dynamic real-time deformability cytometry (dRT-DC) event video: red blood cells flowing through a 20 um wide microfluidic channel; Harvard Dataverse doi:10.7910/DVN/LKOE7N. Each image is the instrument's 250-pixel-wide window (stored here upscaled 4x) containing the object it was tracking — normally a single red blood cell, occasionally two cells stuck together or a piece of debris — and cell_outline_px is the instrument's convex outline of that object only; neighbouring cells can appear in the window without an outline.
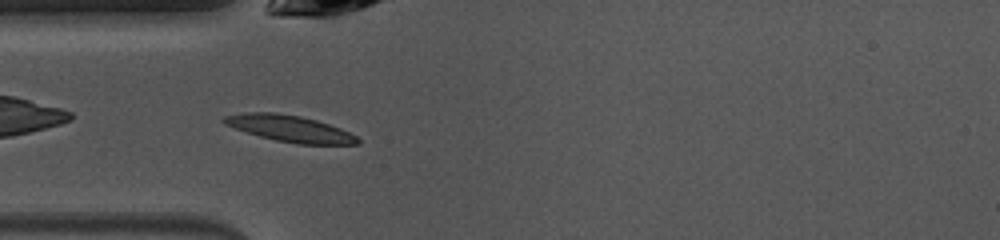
{"species": "common noctule bat (a hibernating species)", "species_latin": "Nyctalus noctula", "temperature_condition": "warm", "stored_images_in_passage": 37, "camera_frame_rate_fps": 3000, "um_per_image_px": 0.085, "animal": {"sex": "female", "body_mass_g": 10.0, "forearm_length_mm": 53.1}, "frame": {"image": 1, "passage_image": 2, "time_ms": 0.333, "image_size_px": [1000, 240], "cell_outline_px": [[360, 144], [300, 144], [276, 140], [260, 136], [224, 124], [220, 120], [224, 116], [244, 112], [276, 112], [300, 116], [316, 120], [340, 128], [356, 136], [360, 140]], "centroid_in_image_um": [24.62, 10.91], "position_along_channel_um": 60.4, "area_um2": 20.4}}
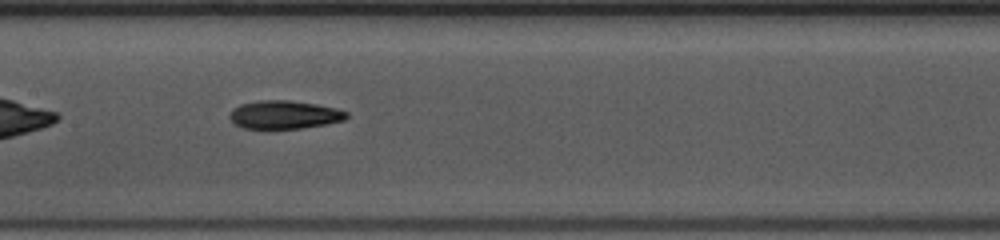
{"frame": {"image": 2, "passage_image": 11, "time_ms": 3.333, "image_size_px": [1000, 240], "cell_outline_px": [[348, 116], [344, 120], [324, 124], [300, 128], [268, 132], [244, 128], [236, 124], [228, 116], [232, 108], [240, 104], [260, 100], [288, 100], [316, 104], [336, 108], [348, 112]], "centroid_in_image_um": [24.1, 9.79], "position_along_channel_um": 183.3, "area_um2": 19.88}}
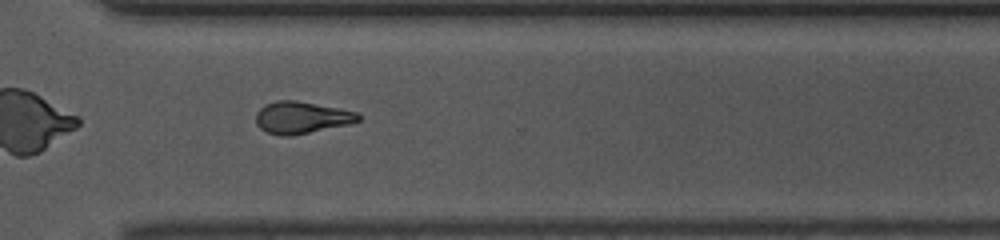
{"frame": {"image": 3, "passage_image": 23, "time_ms": 7.333, "image_size_px": [1000, 240], "cell_outline_px": [[360, 120], [348, 124], [292, 136], [280, 136], [268, 132], [260, 128], [256, 124], [256, 112], [264, 104], [276, 100], [296, 100], [356, 112], [360, 116]], "centroid_in_image_um": [25.57, 9.99], "position_along_channel_um": 345.0, "area_um2": 18.96}, "authors_computed_cell_mechanics": {"area_um2": 19.3052, "velocity_mm_per_s": 4.0581, "shape_relaxation_time_tau1_ms": 4.8721, "shape_relaxation_time_tau2_ms": 5.656, "deformation_change_tau1": 0.1856, "deformation_change_tau2": 0.165}}